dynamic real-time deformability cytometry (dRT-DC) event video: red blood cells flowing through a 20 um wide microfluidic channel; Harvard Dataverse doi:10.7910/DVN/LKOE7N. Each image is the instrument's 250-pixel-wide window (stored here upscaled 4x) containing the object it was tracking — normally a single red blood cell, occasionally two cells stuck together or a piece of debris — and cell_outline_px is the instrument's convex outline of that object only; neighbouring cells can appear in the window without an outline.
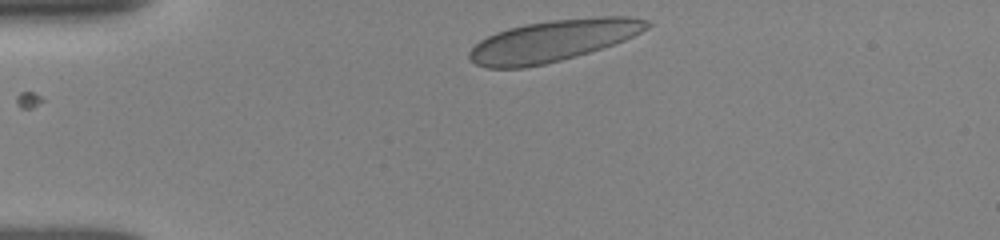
{"species": "human", "species_latin": "Homo sapiens", "temperature_condition": "room temperature", "stored_images_in_passage": 15, "camera_frame_rate_fps": 3000, "um_per_image_px": 0.085, "donor": {"sex": "female"}, "frame": {"image": 1, "passage_image": 1, "time_ms": 0.0, "image_size_px": [1000, 240], "cell_outline_px": [[652, 24], [648, 28], [624, 40], [576, 56], [544, 64], [524, 68], [488, 68], [476, 64], [468, 56], [468, 52], [480, 40], [496, 32], [508, 28], [524, 24], [552, 20], [596, 16], [628, 16], [648, 20]], "centroid_in_image_um": [46.99, 3.45], "position_along_channel_um": 38.0, "area_um2": 42.71}}
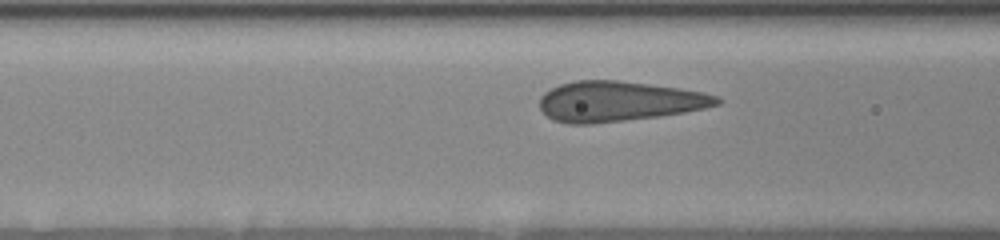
{"frame": {"image": 2, "passage_image": 11, "time_ms": 3.0, "image_size_px": [1000, 240], "cell_outline_px": [[720, 104], [704, 108], [684, 112], [660, 116], [592, 124], [568, 124], [552, 120], [540, 108], [540, 96], [544, 92], [560, 84], [576, 80], [620, 80], [676, 88], [700, 92], [716, 96], [720, 100]], "centroid_in_image_um": [52.53, 8.62], "position_along_channel_um": 114.1, "area_um2": 41.27}}
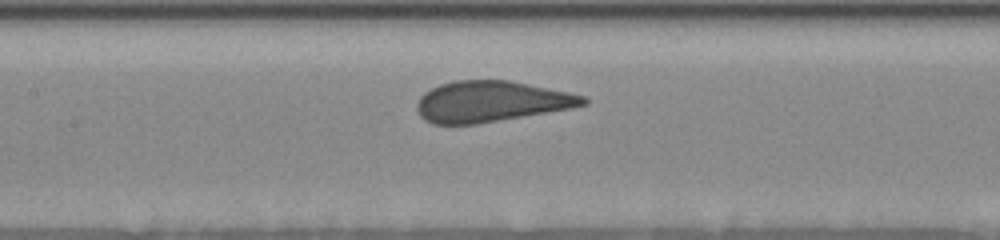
{"frame": {"image": 3, "passage_image": 15, "time_ms": 4.333, "image_size_px": [1000, 240], "cell_outline_px": [[588, 104], [572, 108], [476, 124], [432, 124], [424, 120], [420, 116], [416, 108], [416, 104], [420, 96], [424, 92], [440, 84], [456, 80], [508, 80], [568, 92], [584, 96], [588, 100]], "centroid_in_image_um": [41.71, 8.63], "position_along_channel_um": 165.7, "area_um2": 39.54}}